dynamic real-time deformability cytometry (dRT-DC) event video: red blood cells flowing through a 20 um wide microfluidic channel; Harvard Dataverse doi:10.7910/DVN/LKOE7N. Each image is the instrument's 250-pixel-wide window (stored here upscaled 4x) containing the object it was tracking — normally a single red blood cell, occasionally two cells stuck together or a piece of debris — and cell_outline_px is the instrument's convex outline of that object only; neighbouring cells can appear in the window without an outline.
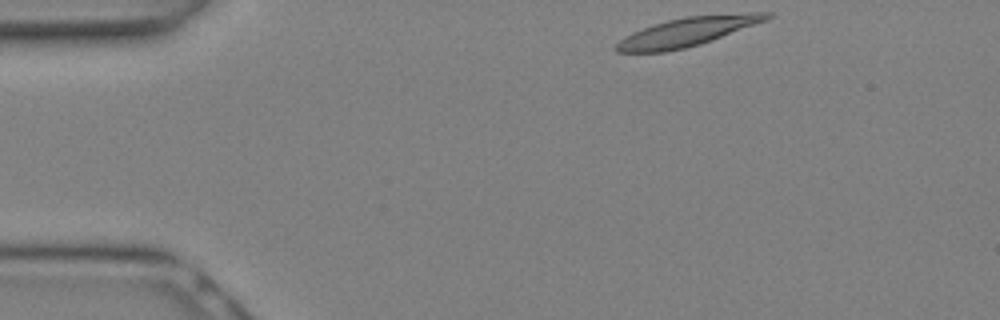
{"species": "Egyptian fruit bat (a non-hibernating species)", "species_latin": "Rousettus aegyptiacus", "temperature_condition": "warm", "stored_images_in_passage": 5, "camera_frame_rate_fps": 3000, "um_per_image_px": 0.085, "animal": {"sex": "female"}, "frame": {"image": 1, "passage_image": 1, "time_ms": 0.0, "image_size_px": [1000, 320], "cell_outline_px": [[772, 16], [768, 20], [712, 40], [700, 44], [684, 48], [664, 52], [616, 52], [612, 48], [624, 36], [632, 32], [668, 20], [684, 16], [748, 12], [772, 12]], "centroid_in_image_um": [58.45, 2.69], "position_along_channel_um": 26.5, "area_um2": 25.32}}
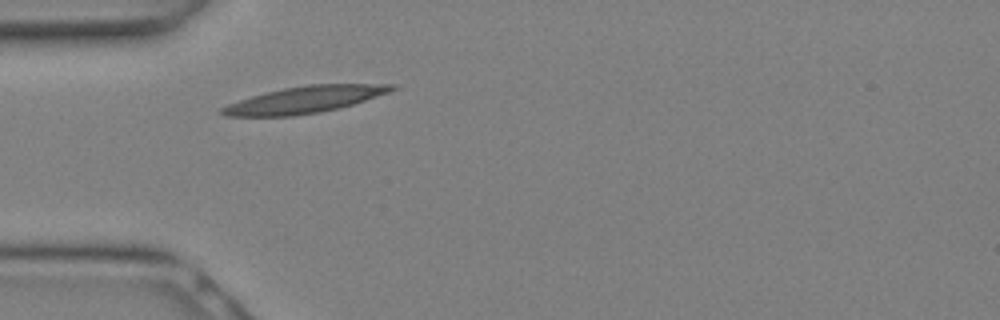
{"frame": {"image": 2, "passage_image": 5, "time_ms": 1.333, "image_size_px": [1000, 320], "cell_outline_px": [[396, 88], [388, 92], [352, 104], [320, 112], [292, 116], [224, 116], [216, 112], [220, 108], [228, 104], [252, 96], [284, 88], [308, 84], [396, 84]], "centroid_in_image_um": [25.83, 8.47], "position_along_channel_um": 59.2, "area_um2": 26.07}}